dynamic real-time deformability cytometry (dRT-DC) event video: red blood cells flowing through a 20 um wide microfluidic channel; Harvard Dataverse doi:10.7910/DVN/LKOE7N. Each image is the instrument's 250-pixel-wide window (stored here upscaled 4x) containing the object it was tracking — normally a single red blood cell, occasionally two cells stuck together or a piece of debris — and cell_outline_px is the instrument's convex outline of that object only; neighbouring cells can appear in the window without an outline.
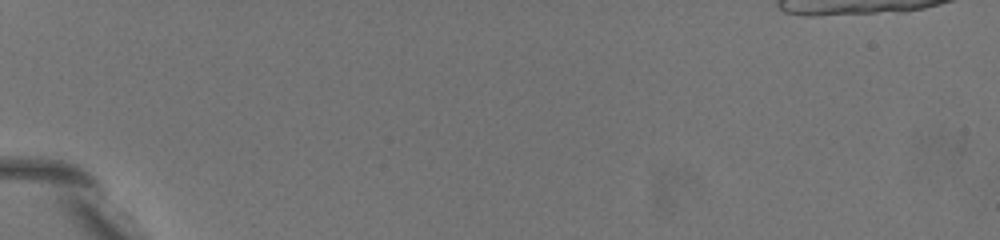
{"species": "common noctule bat (a hibernating species)", "species_latin": "Nyctalus noctula", "temperature_condition": "warm", "stored_images_in_passage": 5, "camera_frame_rate_fps": 3000, "um_per_image_px": 0.085, "animal": {"sex": "female", "body_mass_g": 19.5, "forearm_length_mm": 54.1}, "frame": {"image": 1, "passage_image": 3, "time_ms": 0.667, "image_size_px": [1000, 240], "cell_outline_px": [[196, 220], [192, 224], [164, 204], [120, 168], [116, 164], [104, 144], [104, 140], [116, 136], [120, 136], [136, 148], [184, 196]], "centroid_in_image_um": [12.57, 14.97], "position_along_channel_um": 72.4, "area_um2": 16.99}}